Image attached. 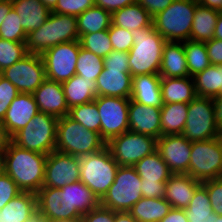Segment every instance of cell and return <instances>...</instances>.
Returning a JSON list of instances; mask_svg holds the SVG:
<instances>
[{
	"label": "cell",
	"mask_w": 222,
	"mask_h": 222,
	"mask_svg": "<svg viewBox=\"0 0 222 222\" xmlns=\"http://www.w3.org/2000/svg\"><path fill=\"white\" fill-rule=\"evenodd\" d=\"M46 158V154L29 151L10 141L3 153V171L22 192L36 194L43 187Z\"/></svg>",
	"instance_id": "1"
},
{
	"label": "cell",
	"mask_w": 222,
	"mask_h": 222,
	"mask_svg": "<svg viewBox=\"0 0 222 222\" xmlns=\"http://www.w3.org/2000/svg\"><path fill=\"white\" fill-rule=\"evenodd\" d=\"M134 45L128 52L131 76L159 74L162 53L167 42L153 27L131 31Z\"/></svg>",
	"instance_id": "2"
},
{
	"label": "cell",
	"mask_w": 222,
	"mask_h": 222,
	"mask_svg": "<svg viewBox=\"0 0 222 222\" xmlns=\"http://www.w3.org/2000/svg\"><path fill=\"white\" fill-rule=\"evenodd\" d=\"M79 41L77 18L51 12L47 20L36 30L27 34L28 53L41 55L60 43Z\"/></svg>",
	"instance_id": "3"
},
{
	"label": "cell",
	"mask_w": 222,
	"mask_h": 222,
	"mask_svg": "<svg viewBox=\"0 0 222 222\" xmlns=\"http://www.w3.org/2000/svg\"><path fill=\"white\" fill-rule=\"evenodd\" d=\"M105 146L106 142L99 133L86 129L68 115L58 119L56 151L82 157L98 152Z\"/></svg>",
	"instance_id": "4"
},
{
	"label": "cell",
	"mask_w": 222,
	"mask_h": 222,
	"mask_svg": "<svg viewBox=\"0 0 222 222\" xmlns=\"http://www.w3.org/2000/svg\"><path fill=\"white\" fill-rule=\"evenodd\" d=\"M197 0H174L164 11L153 17L154 29L167 42L191 40V28Z\"/></svg>",
	"instance_id": "5"
},
{
	"label": "cell",
	"mask_w": 222,
	"mask_h": 222,
	"mask_svg": "<svg viewBox=\"0 0 222 222\" xmlns=\"http://www.w3.org/2000/svg\"><path fill=\"white\" fill-rule=\"evenodd\" d=\"M118 167L105 146L98 152L80 157V181L101 200L114 183Z\"/></svg>",
	"instance_id": "6"
},
{
	"label": "cell",
	"mask_w": 222,
	"mask_h": 222,
	"mask_svg": "<svg viewBox=\"0 0 222 222\" xmlns=\"http://www.w3.org/2000/svg\"><path fill=\"white\" fill-rule=\"evenodd\" d=\"M58 117L39 112L11 141L29 151L50 154L55 151Z\"/></svg>",
	"instance_id": "7"
},
{
	"label": "cell",
	"mask_w": 222,
	"mask_h": 222,
	"mask_svg": "<svg viewBox=\"0 0 222 222\" xmlns=\"http://www.w3.org/2000/svg\"><path fill=\"white\" fill-rule=\"evenodd\" d=\"M182 135L190 142L220 137L213 98L196 96L188 103V114Z\"/></svg>",
	"instance_id": "8"
},
{
	"label": "cell",
	"mask_w": 222,
	"mask_h": 222,
	"mask_svg": "<svg viewBox=\"0 0 222 222\" xmlns=\"http://www.w3.org/2000/svg\"><path fill=\"white\" fill-rule=\"evenodd\" d=\"M141 185V178L133 166H119L114 183L100 200V205L114 212H128L142 198Z\"/></svg>",
	"instance_id": "9"
},
{
	"label": "cell",
	"mask_w": 222,
	"mask_h": 222,
	"mask_svg": "<svg viewBox=\"0 0 222 222\" xmlns=\"http://www.w3.org/2000/svg\"><path fill=\"white\" fill-rule=\"evenodd\" d=\"M189 175L201 183L222 178L221 137L192 142Z\"/></svg>",
	"instance_id": "10"
},
{
	"label": "cell",
	"mask_w": 222,
	"mask_h": 222,
	"mask_svg": "<svg viewBox=\"0 0 222 222\" xmlns=\"http://www.w3.org/2000/svg\"><path fill=\"white\" fill-rule=\"evenodd\" d=\"M106 146L118 166H134L145 156L157 150V139L148 135L126 131L110 139Z\"/></svg>",
	"instance_id": "11"
},
{
	"label": "cell",
	"mask_w": 222,
	"mask_h": 222,
	"mask_svg": "<svg viewBox=\"0 0 222 222\" xmlns=\"http://www.w3.org/2000/svg\"><path fill=\"white\" fill-rule=\"evenodd\" d=\"M94 101L101 119V138L106 143L113 137L129 131L130 98L97 96Z\"/></svg>",
	"instance_id": "12"
},
{
	"label": "cell",
	"mask_w": 222,
	"mask_h": 222,
	"mask_svg": "<svg viewBox=\"0 0 222 222\" xmlns=\"http://www.w3.org/2000/svg\"><path fill=\"white\" fill-rule=\"evenodd\" d=\"M79 51V41H71L55 45L42 53L46 79L62 83L75 75Z\"/></svg>",
	"instance_id": "13"
},
{
	"label": "cell",
	"mask_w": 222,
	"mask_h": 222,
	"mask_svg": "<svg viewBox=\"0 0 222 222\" xmlns=\"http://www.w3.org/2000/svg\"><path fill=\"white\" fill-rule=\"evenodd\" d=\"M0 74L8 79L19 93L32 94L46 80V72L41 55L28 53Z\"/></svg>",
	"instance_id": "14"
},
{
	"label": "cell",
	"mask_w": 222,
	"mask_h": 222,
	"mask_svg": "<svg viewBox=\"0 0 222 222\" xmlns=\"http://www.w3.org/2000/svg\"><path fill=\"white\" fill-rule=\"evenodd\" d=\"M80 180V157L52 151L47 155L43 187L61 188Z\"/></svg>",
	"instance_id": "15"
},
{
	"label": "cell",
	"mask_w": 222,
	"mask_h": 222,
	"mask_svg": "<svg viewBox=\"0 0 222 222\" xmlns=\"http://www.w3.org/2000/svg\"><path fill=\"white\" fill-rule=\"evenodd\" d=\"M37 209L48 221L81 218L82 214L70 204L68 184L61 188L42 187L37 193Z\"/></svg>",
	"instance_id": "16"
},
{
	"label": "cell",
	"mask_w": 222,
	"mask_h": 222,
	"mask_svg": "<svg viewBox=\"0 0 222 222\" xmlns=\"http://www.w3.org/2000/svg\"><path fill=\"white\" fill-rule=\"evenodd\" d=\"M191 145L182 134L163 135L157 139V151L172 174H189Z\"/></svg>",
	"instance_id": "17"
},
{
	"label": "cell",
	"mask_w": 222,
	"mask_h": 222,
	"mask_svg": "<svg viewBox=\"0 0 222 222\" xmlns=\"http://www.w3.org/2000/svg\"><path fill=\"white\" fill-rule=\"evenodd\" d=\"M128 114L129 131L156 139L161 137V108L138 104L130 99Z\"/></svg>",
	"instance_id": "18"
},
{
	"label": "cell",
	"mask_w": 222,
	"mask_h": 222,
	"mask_svg": "<svg viewBox=\"0 0 222 222\" xmlns=\"http://www.w3.org/2000/svg\"><path fill=\"white\" fill-rule=\"evenodd\" d=\"M39 112L64 117L69 108L61 82L46 79L33 93Z\"/></svg>",
	"instance_id": "19"
},
{
	"label": "cell",
	"mask_w": 222,
	"mask_h": 222,
	"mask_svg": "<svg viewBox=\"0 0 222 222\" xmlns=\"http://www.w3.org/2000/svg\"><path fill=\"white\" fill-rule=\"evenodd\" d=\"M38 113L39 110L33 94L19 93L11 102L2 123L8 135L12 137L24 128Z\"/></svg>",
	"instance_id": "20"
},
{
	"label": "cell",
	"mask_w": 222,
	"mask_h": 222,
	"mask_svg": "<svg viewBox=\"0 0 222 222\" xmlns=\"http://www.w3.org/2000/svg\"><path fill=\"white\" fill-rule=\"evenodd\" d=\"M96 95L130 98L132 76L122 69H105L96 79Z\"/></svg>",
	"instance_id": "21"
},
{
	"label": "cell",
	"mask_w": 222,
	"mask_h": 222,
	"mask_svg": "<svg viewBox=\"0 0 222 222\" xmlns=\"http://www.w3.org/2000/svg\"><path fill=\"white\" fill-rule=\"evenodd\" d=\"M201 184L189 174H172L165 183L164 198L172 208L186 209Z\"/></svg>",
	"instance_id": "22"
},
{
	"label": "cell",
	"mask_w": 222,
	"mask_h": 222,
	"mask_svg": "<svg viewBox=\"0 0 222 222\" xmlns=\"http://www.w3.org/2000/svg\"><path fill=\"white\" fill-rule=\"evenodd\" d=\"M159 74L136 75L132 77L130 99L138 104L158 107L163 106Z\"/></svg>",
	"instance_id": "23"
},
{
	"label": "cell",
	"mask_w": 222,
	"mask_h": 222,
	"mask_svg": "<svg viewBox=\"0 0 222 222\" xmlns=\"http://www.w3.org/2000/svg\"><path fill=\"white\" fill-rule=\"evenodd\" d=\"M161 77H191L188 71L183 42H166L159 71Z\"/></svg>",
	"instance_id": "24"
},
{
	"label": "cell",
	"mask_w": 222,
	"mask_h": 222,
	"mask_svg": "<svg viewBox=\"0 0 222 222\" xmlns=\"http://www.w3.org/2000/svg\"><path fill=\"white\" fill-rule=\"evenodd\" d=\"M11 3L26 34L38 29L51 13L40 0H11Z\"/></svg>",
	"instance_id": "25"
},
{
	"label": "cell",
	"mask_w": 222,
	"mask_h": 222,
	"mask_svg": "<svg viewBox=\"0 0 222 222\" xmlns=\"http://www.w3.org/2000/svg\"><path fill=\"white\" fill-rule=\"evenodd\" d=\"M160 89L163 104L190 103L197 96L192 77H161Z\"/></svg>",
	"instance_id": "26"
},
{
	"label": "cell",
	"mask_w": 222,
	"mask_h": 222,
	"mask_svg": "<svg viewBox=\"0 0 222 222\" xmlns=\"http://www.w3.org/2000/svg\"><path fill=\"white\" fill-rule=\"evenodd\" d=\"M36 210V194L22 192L0 210V222H27Z\"/></svg>",
	"instance_id": "27"
},
{
	"label": "cell",
	"mask_w": 222,
	"mask_h": 222,
	"mask_svg": "<svg viewBox=\"0 0 222 222\" xmlns=\"http://www.w3.org/2000/svg\"><path fill=\"white\" fill-rule=\"evenodd\" d=\"M68 108L94 101L96 82L83 79L80 75H73L69 80L62 82Z\"/></svg>",
	"instance_id": "28"
},
{
	"label": "cell",
	"mask_w": 222,
	"mask_h": 222,
	"mask_svg": "<svg viewBox=\"0 0 222 222\" xmlns=\"http://www.w3.org/2000/svg\"><path fill=\"white\" fill-rule=\"evenodd\" d=\"M171 208L164 197L151 199L142 197L128 212L137 222H159Z\"/></svg>",
	"instance_id": "29"
},
{
	"label": "cell",
	"mask_w": 222,
	"mask_h": 222,
	"mask_svg": "<svg viewBox=\"0 0 222 222\" xmlns=\"http://www.w3.org/2000/svg\"><path fill=\"white\" fill-rule=\"evenodd\" d=\"M112 24L129 31L145 28L152 24L153 17L139 4L125 6L111 14Z\"/></svg>",
	"instance_id": "30"
},
{
	"label": "cell",
	"mask_w": 222,
	"mask_h": 222,
	"mask_svg": "<svg viewBox=\"0 0 222 222\" xmlns=\"http://www.w3.org/2000/svg\"><path fill=\"white\" fill-rule=\"evenodd\" d=\"M219 11L197 4L191 28V40L206 42L213 38Z\"/></svg>",
	"instance_id": "31"
},
{
	"label": "cell",
	"mask_w": 222,
	"mask_h": 222,
	"mask_svg": "<svg viewBox=\"0 0 222 222\" xmlns=\"http://www.w3.org/2000/svg\"><path fill=\"white\" fill-rule=\"evenodd\" d=\"M192 78L197 96L215 98L222 95V65H210Z\"/></svg>",
	"instance_id": "32"
},
{
	"label": "cell",
	"mask_w": 222,
	"mask_h": 222,
	"mask_svg": "<svg viewBox=\"0 0 222 222\" xmlns=\"http://www.w3.org/2000/svg\"><path fill=\"white\" fill-rule=\"evenodd\" d=\"M188 114V103H167L161 107V136L182 134Z\"/></svg>",
	"instance_id": "33"
},
{
	"label": "cell",
	"mask_w": 222,
	"mask_h": 222,
	"mask_svg": "<svg viewBox=\"0 0 222 222\" xmlns=\"http://www.w3.org/2000/svg\"><path fill=\"white\" fill-rule=\"evenodd\" d=\"M133 167L141 178V181L167 182L172 175L167 164L161 158L157 150L145 156Z\"/></svg>",
	"instance_id": "34"
},
{
	"label": "cell",
	"mask_w": 222,
	"mask_h": 222,
	"mask_svg": "<svg viewBox=\"0 0 222 222\" xmlns=\"http://www.w3.org/2000/svg\"><path fill=\"white\" fill-rule=\"evenodd\" d=\"M76 18L79 37L84 34L108 30L112 23L111 13L97 6L88 8Z\"/></svg>",
	"instance_id": "35"
},
{
	"label": "cell",
	"mask_w": 222,
	"mask_h": 222,
	"mask_svg": "<svg viewBox=\"0 0 222 222\" xmlns=\"http://www.w3.org/2000/svg\"><path fill=\"white\" fill-rule=\"evenodd\" d=\"M189 222H215L217 215L213 212L206 188L201 184L185 209Z\"/></svg>",
	"instance_id": "36"
},
{
	"label": "cell",
	"mask_w": 222,
	"mask_h": 222,
	"mask_svg": "<svg viewBox=\"0 0 222 222\" xmlns=\"http://www.w3.org/2000/svg\"><path fill=\"white\" fill-rule=\"evenodd\" d=\"M68 199L72 207H75L82 215L93 210L100 204V200L80 180L68 184Z\"/></svg>",
	"instance_id": "37"
},
{
	"label": "cell",
	"mask_w": 222,
	"mask_h": 222,
	"mask_svg": "<svg viewBox=\"0 0 222 222\" xmlns=\"http://www.w3.org/2000/svg\"><path fill=\"white\" fill-rule=\"evenodd\" d=\"M183 47L185 50L188 71L191 77L211 65L205 42L189 39L183 42Z\"/></svg>",
	"instance_id": "38"
},
{
	"label": "cell",
	"mask_w": 222,
	"mask_h": 222,
	"mask_svg": "<svg viewBox=\"0 0 222 222\" xmlns=\"http://www.w3.org/2000/svg\"><path fill=\"white\" fill-rule=\"evenodd\" d=\"M104 68V58L80 46L78 60L76 63V74L83 79L96 81Z\"/></svg>",
	"instance_id": "39"
},
{
	"label": "cell",
	"mask_w": 222,
	"mask_h": 222,
	"mask_svg": "<svg viewBox=\"0 0 222 222\" xmlns=\"http://www.w3.org/2000/svg\"><path fill=\"white\" fill-rule=\"evenodd\" d=\"M68 116L101 136V119L95 101L72 107Z\"/></svg>",
	"instance_id": "40"
},
{
	"label": "cell",
	"mask_w": 222,
	"mask_h": 222,
	"mask_svg": "<svg viewBox=\"0 0 222 222\" xmlns=\"http://www.w3.org/2000/svg\"><path fill=\"white\" fill-rule=\"evenodd\" d=\"M79 43L85 50L101 56L102 58H105L113 51L108 30L81 35L79 37Z\"/></svg>",
	"instance_id": "41"
},
{
	"label": "cell",
	"mask_w": 222,
	"mask_h": 222,
	"mask_svg": "<svg viewBox=\"0 0 222 222\" xmlns=\"http://www.w3.org/2000/svg\"><path fill=\"white\" fill-rule=\"evenodd\" d=\"M27 54L26 42L9 41L0 38V72L12 66Z\"/></svg>",
	"instance_id": "42"
},
{
	"label": "cell",
	"mask_w": 222,
	"mask_h": 222,
	"mask_svg": "<svg viewBox=\"0 0 222 222\" xmlns=\"http://www.w3.org/2000/svg\"><path fill=\"white\" fill-rule=\"evenodd\" d=\"M19 18L20 17L18 14L13 9H11L0 26L1 39L16 42H26L27 34L22 28Z\"/></svg>",
	"instance_id": "43"
},
{
	"label": "cell",
	"mask_w": 222,
	"mask_h": 222,
	"mask_svg": "<svg viewBox=\"0 0 222 222\" xmlns=\"http://www.w3.org/2000/svg\"><path fill=\"white\" fill-rule=\"evenodd\" d=\"M108 35L112 43L113 50L129 52L134 45L131 31L115 26L111 23L108 29Z\"/></svg>",
	"instance_id": "44"
},
{
	"label": "cell",
	"mask_w": 222,
	"mask_h": 222,
	"mask_svg": "<svg viewBox=\"0 0 222 222\" xmlns=\"http://www.w3.org/2000/svg\"><path fill=\"white\" fill-rule=\"evenodd\" d=\"M93 6H95V0H58L51 12L77 17Z\"/></svg>",
	"instance_id": "45"
},
{
	"label": "cell",
	"mask_w": 222,
	"mask_h": 222,
	"mask_svg": "<svg viewBox=\"0 0 222 222\" xmlns=\"http://www.w3.org/2000/svg\"><path fill=\"white\" fill-rule=\"evenodd\" d=\"M19 91L5 77L0 74V120L5 117L11 102L17 97Z\"/></svg>",
	"instance_id": "46"
},
{
	"label": "cell",
	"mask_w": 222,
	"mask_h": 222,
	"mask_svg": "<svg viewBox=\"0 0 222 222\" xmlns=\"http://www.w3.org/2000/svg\"><path fill=\"white\" fill-rule=\"evenodd\" d=\"M22 191L4 171L0 172V210Z\"/></svg>",
	"instance_id": "47"
},
{
	"label": "cell",
	"mask_w": 222,
	"mask_h": 222,
	"mask_svg": "<svg viewBox=\"0 0 222 222\" xmlns=\"http://www.w3.org/2000/svg\"><path fill=\"white\" fill-rule=\"evenodd\" d=\"M210 198L211 207L216 215H222V178L202 182Z\"/></svg>",
	"instance_id": "48"
},
{
	"label": "cell",
	"mask_w": 222,
	"mask_h": 222,
	"mask_svg": "<svg viewBox=\"0 0 222 222\" xmlns=\"http://www.w3.org/2000/svg\"><path fill=\"white\" fill-rule=\"evenodd\" d=\"M105 69H122V72H130L128 52L113 50L104 58Z\"/></svg>",
	"instance_id": "49"
},
{
	"label": "cell",
	"mask_w": 222,
	"mask_h": 222,
	"mask_svg": "<svg viewBox=\"0 0 222 222\" xmlns=\"http://www.w3.org/2000/svg\"><path fill=\"white\" fill-rule=\"evenodd\" d=\"M114 218L115 212L100 204L81 217L82 222H114Z\"/></svg>",
	"instance_id": "50"
},
{
	"label": "cell",
	"mask_w": 222,
	"mask_h": 222,
	"mask_svg": "<svg viewBox=\"0 0 222 222\" xmlns=\"http://www.w3.org/2000/svg\"><path fill=\"white\" fill-rule=\"evenodd\" d=\"M141 192L144 198H163L165 196L166 182L141 181Z\"/></svg>",
	"instance_id": "51"
},
{
	"label": "cell",
	"mask_w": 222,
	"mask_h": 222,
	"mask_svg": "<svg viewBox=\"0 0 222 222\" xmlns=\"http://www.w3.org/2000/svg\"><path fill=\"white\" fill-rule=\"evenodd\" d=\"M174 0H136L152 17L167 9Z\"/></svg>",
	"instance_id": "52"
},
{
	"label": "cell",
	"mask_w": 222,
	"mask_h": 222,
	"mask_svg": "<svg viewBox=\"0 0 222 222\" xmlns=\"http://www.w3.org/2000/svg\"><path fill=\"white\" fill-rule=\"evenodd\" d=\"M205 45L211 65H222V40L212 38Z\"/></svg>",
	"instance_id": "53"
},
{
	"label": "cell",
	"mask_w": 222,
	"mask_h": 222,
	"mask_svg": "<svg viewBox=\"0 0 222 222\" xmlns=\"http://www.w3.org/2000/svg\"><path fill=\"white\" fill-rule=\"evenodd\" d=\"M136 0H95V6L101 7L111 14L119 9L135 4Z\"/></svg>",
	"instance_id": "54"
},
{
	"label": "cell",
	"mask_w": 222,
	"mask_h": 222,
	"mask_svg": "<svg viewBox=\"0 0 222 222\" xmlns=\"http://www.w3.org/2000/svg\"><path fill=\"white\" fill-rule=\"evenodd\" d=\"M159 222H189L185 209L171 208L168 214Z\"/></svg>",
	"instance_id": "55"
},
{
	"label": "cell",
	"mask_w": 222,
	"mask_h": 222,
	"mask_svg": "<svg viewBox=\"0 0 222 222\" xmlns=\"http://www.w3.org/2000/svg\"><path fill=\"white\" fill-rule=\"evenodd\" d=\"M11 141V137L8 135L5 126L0 120V154H3Z\"/></svg>",
	"instance_id": "56"
},
{
	"label": "cell",
	"mask_w": 222,
	"mask_h": 222,
	"mask_svg": "<svg viewBox=\"0 0 222 222\" xmlns=\"http://www.w3.org/2000/svg\"><path fill=\"white\" fill-rule=\"evenodd\" d=\"M12 9L11 0H0V26L4 21V18Z\"/></svg>",
	"instance_id": "57"
},
{
	"label": "cell",
	"mask_w": 222,
	"mask_h": 222,
	"mask_svg": "<svg viewBox=\"0 0 222 222\" xmlns=\"http://www.w3.org/2000/svg\"><path fill=\"white\" fill-rule=\"evenodd\" d=\"M216 111V119L219 127L222 129V95L213 98Z\"/></svg>",
	"instance_id": "58"
},
{
	"label": "cell",
	"mask_w": 222,
	"mask_h": 222,
	"mask_svg": "<svg viewBox=\"0 0 222 222\" xmlns=\"http://www.w3.org/2000/svg\"><path fill=\"white\" fill-rule=\"evenodd\" d=\"M198 4L220 11L222 8V0H197Z\"/></svg>",
	"instance_id": "59"
},
{
	"label": "cell",
	"mask_w": 222,
	"mask_h": 222,
	"mask_svg": "<svg viewBox=\"0 0 222 222\" xmlns=\"http://www.w3.org/2000/svg\"><path fill=\"white\" fill-rule=\"evenodd\" d=\"M114 222H137L129 212H115Z\"/></svg>",
	"instance_id": "60"
},
{
	"label": "cell",
	"mask_w": 222,
	"mask_h": 222,
	"mask_svg": "<svg viewBox=\"0 0 222 222\" xmlns=\"http://www.w3.org/2000/svg\"><path fill=\"white\" fill-rule=\"evenodd\" d=\"M213 38L222 40V14L218 16Z\"/></svg>",
	"instance_id": "61"
},
{
	"label": "cell",
	"mask_w": 222,
	"mask_h": 222,
	"mask_svg": "<svg viewBox=\"0 0 222 222\" xmlns=\"http://www.w3.org/2000/svg\"><path fill=\"white\" fill-rule=\"evenodd\" d=\"M27 222H48L45 216L37 209Z\"/></svg>",
	"instance_id": "62"
},
{
	"label": "cell",
	"mask_w": 222,
	"mask_h": 222,
	"mask_svg": "<svg viewBox=\"0 0 222 222\" xmlns=\"http://www.w3.org/2000/svg\"><path fill=\"white\" fill-rule=\"evenodd\" d=\"M50 11L57 5L58 0H40Z\"/></svg>",
	"instance_id": "63"
},
{
	"label": "cell",
	"mask_w": 222,
	"mask_h": 222,
	"mask_svg": "<svg viewBox=\"0 0 222 222\" xmlns=\"http://www.w3.org/2000/svg\"><path fill=\"white\" fill-rule=\"evenodd\" d=\"M48 222H82L81 218H72L67 220H55V221H48Z\"/></svg>",
	"instance_id": "64"
},
{
	"label": "cell",
	"mask_w": 222,
	"mask_h": 222,
	"mask_svg": "<svg viewBox=\"0 0 222 222\" xmlns=\"http://www.w3.org/2000/svg\"><path fill=\"white\" fill-rule=\"evenodd\" d=\"M3 171V154H0V172Z\"/></svg>",
	"instance_id": "65"
},
{
	"label": "cell",
	"mask_w": 222,
	"mask_h": 222,
	"mask_svg": "<svg viewBox=\"0 0 222 222\" xmlns=\"http://www.w3.org/2000/svg\"><path fill=\"white\" fill-rule=\"evenodd\" d=\"M215 222H222V215H221V216H220V215H217V219H216Z\"/></svg>",
	"instance_id": "66"
}]
</instances>
